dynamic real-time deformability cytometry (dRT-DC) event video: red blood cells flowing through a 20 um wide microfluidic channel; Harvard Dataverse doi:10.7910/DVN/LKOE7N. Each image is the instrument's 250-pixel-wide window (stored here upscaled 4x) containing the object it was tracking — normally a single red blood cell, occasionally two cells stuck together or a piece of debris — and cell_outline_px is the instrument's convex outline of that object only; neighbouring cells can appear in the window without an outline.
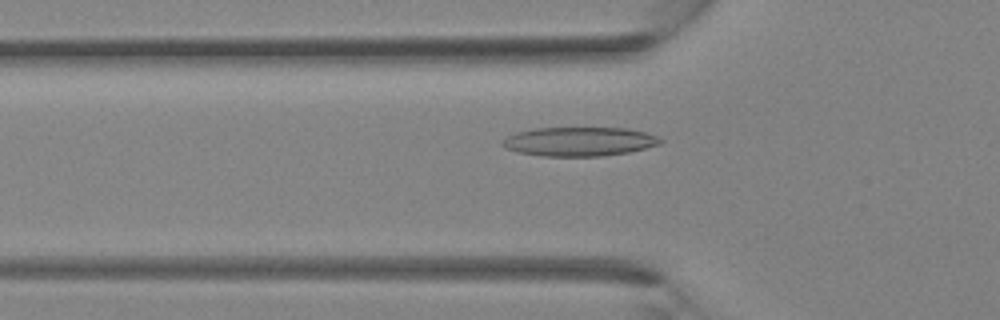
{"species": "Egyptian fruit bat (a non-hibernating species)", "species_latin": "Rousettus aegyptiacus", "temperature_condition": "room temperature", "stored_images_in_passage": 38, "camera_frame_rate_fps": 3000, "um_per_image_px": 0.085, "animal": {"sex": "female"}, "frame": {"image": 1, "passage_image": 13, "time_ms": 4.0, "image_size_px": [1000, 320], "cell_outline_px": [[664, 140], [660, 144], [628, 152], [604, 156], [544, 156], [516, 152], [504, 148], [500, 144], [500, 140], [516, 132], [536, 128], [628, 128], [644, 132], [656, 136]], "centroid_in_image_um": [49.19, 12.03], "position_along_channel_um": 76.6, "area_um2": 26.82}}
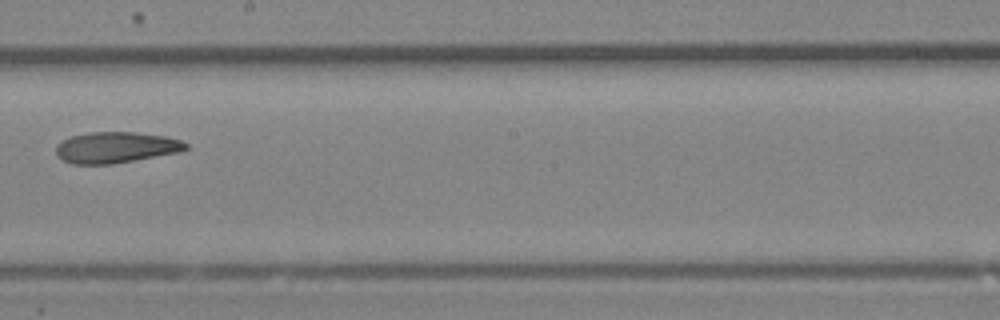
{"frame": {"image": 2, "passage_image": 22, "time_ms": 7.0, "image_size_px": [1000, 320], "cell_outline_px": [[188, 148], [180, 152], [112, 164], [72, 164], [56, 156], [56, 148], [64, 140], [72, 136], [88, 132], [136, 132], [164, 136], [180, 140], [188, 144]], "centroid_in_image_um": [9.87, 12.53], "position_along_channel_um": 238.3, "area_um2": 23.35}}
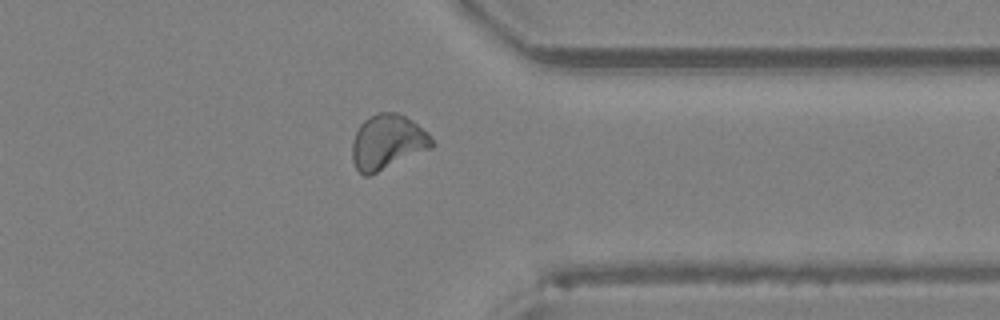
{"frame": {"image": 3, "passage_image": 30, "time_ms": 9.667, "image_size_px": [1000, 320], "cell_outline_px": [[436, 144], [432, 148], [368, 176], [364, 176], [356, 168], [352, 160], [352, 140], [360, 124], [364, 120], [376, 112], [396, 112], [412, 120], [428, 132]], "centroid_in_image_um": [32.94, 12.06], "position_along_channel_um": 378.5, "area_um2": 25.55}}